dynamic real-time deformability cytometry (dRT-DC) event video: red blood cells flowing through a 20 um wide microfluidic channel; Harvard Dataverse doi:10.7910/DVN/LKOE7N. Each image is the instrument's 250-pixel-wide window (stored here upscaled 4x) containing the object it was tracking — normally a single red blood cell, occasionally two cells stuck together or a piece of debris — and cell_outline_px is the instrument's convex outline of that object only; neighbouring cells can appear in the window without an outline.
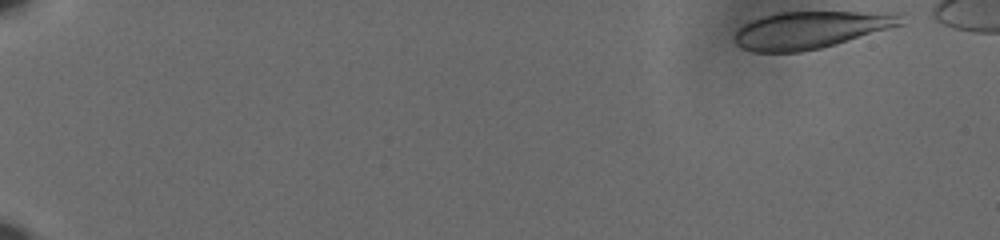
{"species": "human", "species_latin": "Homo sapiens", "temperature_condition": "cold", "stored_images_in_passage": 56, "camera_frame_rate_fps": 3000, "um_per_image_px": 0.085, "donor": {"sex": "male"}, "frame": {"image": 1, "passage_image": 1, "time_ms": 0.0, "image_size_px": [1000, 240], "cell_outline_px": [[904, 24], [836, 44], [820, 48], [800, 52], [752, 52], [740, 48], [736, 44], [736, 32], [744, 24], [752, 20], [776, 12], [904, 12]], "centroid_in_image_um": [68.96, 2.53], "position_along_channel_um": 16.0, "area_um2": 36.18}}
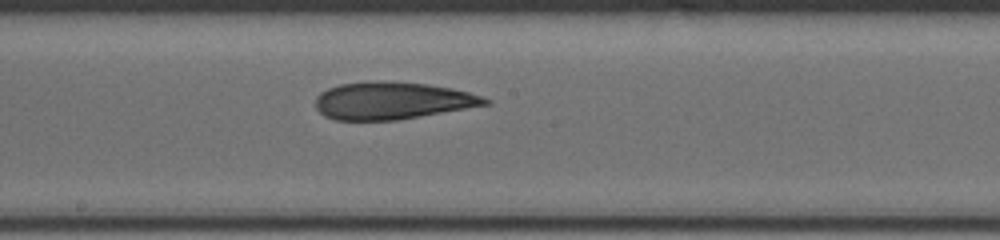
{"frame": {"image": 2, "passage_image": 32, "time_ms": 10.333, "image_size_px": [1000, 240], "cell_outline_px": [[492, 104], [396, 120], [336, 120], [324, 116], [316, 108], [316, 96], [320, 92], [328, 88], [340, 84], [428, 84], [452, 88], [468, 92], [492, 100]], "centroid_in_image_um": [33.37, 8.61], "position_along_channel_um": 214.8, "area_um2": 35.66}}
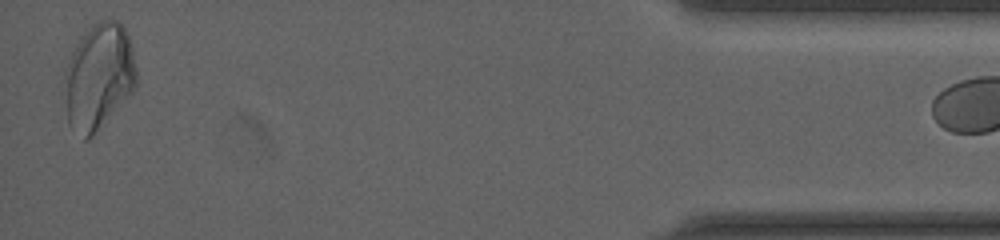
{"frame": {"image": 3, "passage_image": 55, "time_ms": 18.0, "image_size_px": [1000, 240], "cell_outline_px": [[136, 88], [92, 136], [88, 140], [84, 140], [68, 124], [64, 72], [72, 52], [84, 28], [100, 20], [116, 20], [124, 28], [128, 36], [132, 48], [136, 68]], "centroid_in_image_um": [8.38, 6.48], "position_along_channel_um": 426.8, "area_um2": 44.39}}